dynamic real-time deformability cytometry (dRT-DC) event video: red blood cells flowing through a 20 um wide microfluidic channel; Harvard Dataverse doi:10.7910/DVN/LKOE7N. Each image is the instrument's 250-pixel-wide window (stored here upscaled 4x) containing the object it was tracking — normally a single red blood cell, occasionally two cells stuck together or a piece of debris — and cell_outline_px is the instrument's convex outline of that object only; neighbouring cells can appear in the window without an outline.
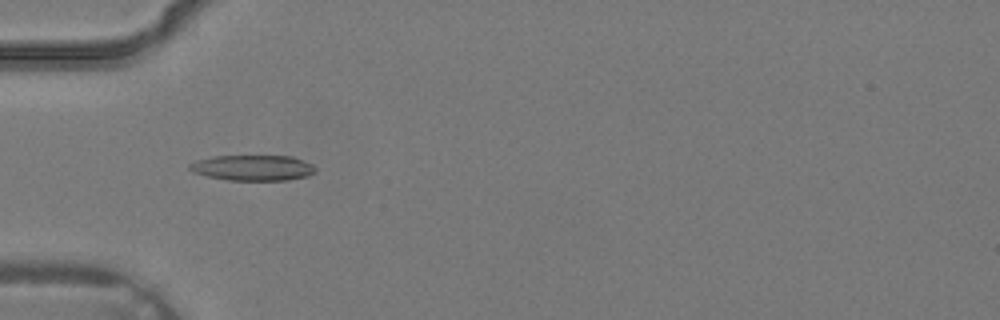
{"species": "common noctule bat (a hibernating species)", "species_latin": "Nyctalus noctula", "temperature_condition": "warm", "stored_images_in_passage": 2, "camera_frame_rate_fps": 3000, "um_per_image_px": 0.085, "animal": {"sex": "male", "body_mass_g": 19.2, "forearm_length_mm": 51.8}, "frame": {"image": 1, "passage_image": 2, "time_ms": 0.333, "image_size_px": [1000, 320], "cell_outline_px": [[316, 172], [308, 176], [288, 180], [228, 180], [208, 176], [192, 172], [188, 168], [188, 164], [196, 160], [216, 156], [292, 156], [312, 164], [316, 168]], "centroid_in_image_um": [21.5, 14.26], "position_along_channel_um": 63.5, "area_um2": 18.79}}